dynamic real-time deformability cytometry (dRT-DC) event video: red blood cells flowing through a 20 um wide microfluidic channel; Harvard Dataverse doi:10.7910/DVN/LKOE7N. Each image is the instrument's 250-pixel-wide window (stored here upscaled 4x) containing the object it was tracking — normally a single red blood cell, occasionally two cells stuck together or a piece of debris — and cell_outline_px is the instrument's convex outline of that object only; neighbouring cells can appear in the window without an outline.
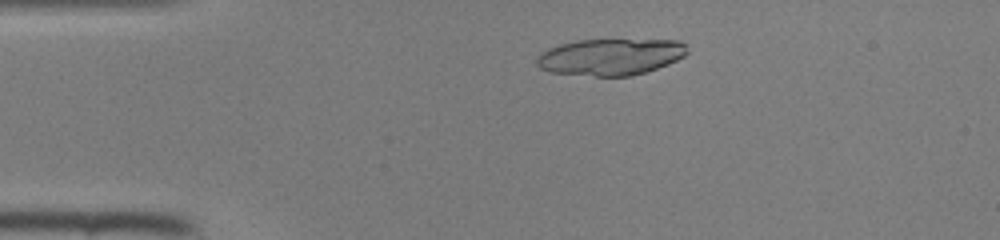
{"species": "common noctule bat (a hibernating species)", "species_latin": "Nyctalus noctula", "temperature_condition": "room temperature", "stored_images_in_passage": 44, "camera_frame_rate_fps": 3000, "um_per_image_px": 0.085, "animal": {"sex": "female", "body_mass_g": 22.0, "forearm_length_mm": 56.7}, "frame": {"image": 1, "passage_image": 7, "time_ms": 2.0, "image_size_px": [1000, 240], "cell_outline_px": [[688, 52], [684, 56], [668, 64], [632, 76], [596, 76], [548, 72], [540, 68], [536, 64], [536, 56], [540, 52], [548, 48], [560, 44], [576, 40], [680, 40], [684, 44]], "centroid_in_image_um": [51.84, 4.83], "position_along_channel_um": 33.2, "area_um2": 32.14}}